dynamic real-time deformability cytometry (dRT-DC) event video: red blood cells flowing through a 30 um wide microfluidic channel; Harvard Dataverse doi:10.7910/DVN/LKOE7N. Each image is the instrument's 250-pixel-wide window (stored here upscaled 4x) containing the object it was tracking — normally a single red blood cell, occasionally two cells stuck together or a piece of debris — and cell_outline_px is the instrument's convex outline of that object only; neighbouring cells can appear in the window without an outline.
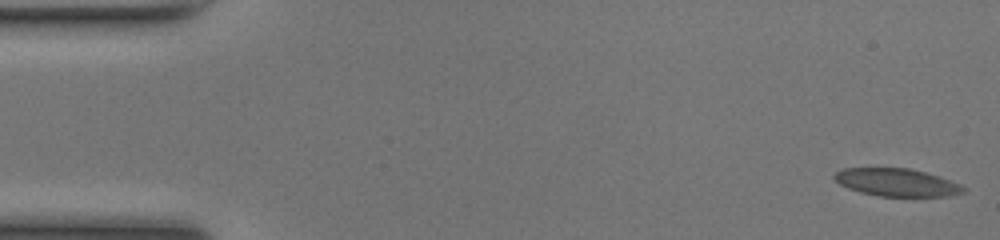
{"species": "common noctule bat (a hibernating species)", "species_latin": "Nyctalus noctula", "temperature_condition": "room temperature", "stored_images_in_passage": 50, "camera_frame_rate_fps": 3000, "um_per_image_px": 0.085, "animal": {"sex": "female", "body_mass_g": 17.0, "forearm_length_mm": 48.0}, "frame": {"image": 1, "passage_image": 1, "time_ms": 0.0, "image_size_px": [1000, 240], "cell_outline_px": [[968, 188], [964, 192], [952, 196], [880, 196], [860, 192], [848, 188], [840, 184], [832, 176], [836, 172], [844, 168], [908, 168], [940, 176], [960, 184]], "centroid_in_image_um": [76.26, 15.5], "position_along_channel_um": 8.7, "area_um2": 20.87}}
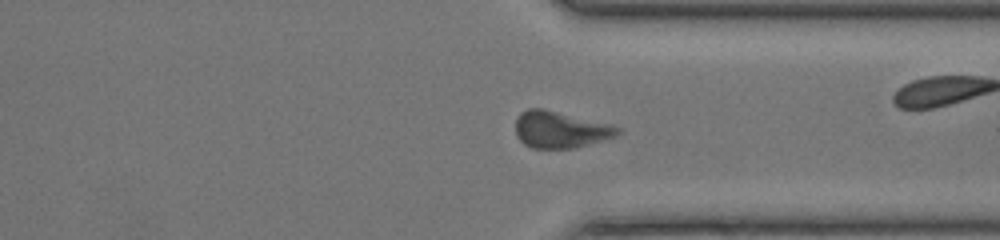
{"frame": {"image": 2, "passage_image": 37, "time_ms": 12.0, "image_size_px": [1000, 240], "cell_outline_px": [[624, 132], [616, 136], [604, 140], [576, 148], [532, 148], [524, 144], [516, 136], [516, 120], [520, 112], [528, 108], [544, 108], [612, 124], [624, 128]], "centroid_in_image_um": [47.68, 11.01], "position_along_channel_um": 363.7, "area_um2": 22.31}, "authors_computed_cell_mechanics": {"area_um2": 21.8195, "velocity_mm_per_s": 4.1286, "shape_relaxation_time_tau1_ms": 5.8702, "shape_relaxation_time_tau2_ms": 2.756, "deformation_change_tau1": 0.1575, "deformation_change_tau2": 0.0977}}